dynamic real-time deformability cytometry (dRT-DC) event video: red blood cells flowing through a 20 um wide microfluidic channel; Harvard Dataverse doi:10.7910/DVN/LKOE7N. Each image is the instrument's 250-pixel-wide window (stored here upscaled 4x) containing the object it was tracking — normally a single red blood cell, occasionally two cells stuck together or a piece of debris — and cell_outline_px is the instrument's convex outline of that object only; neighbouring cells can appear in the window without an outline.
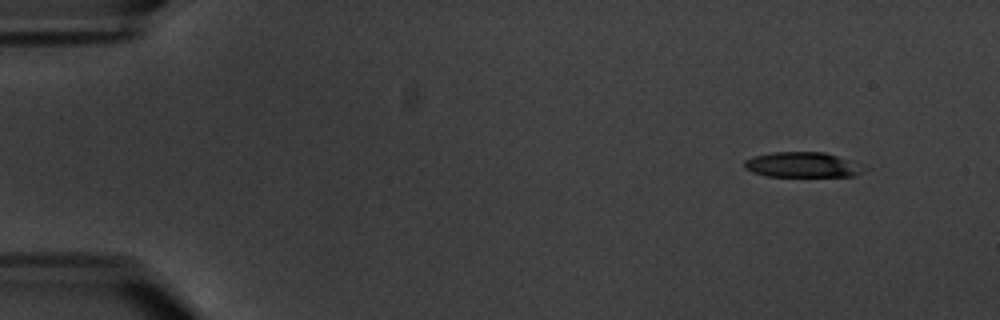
{"species": "common noctule bat (a hibernating species)", "species_latin": "Nyctalus noctula", "temperature_condition": "warm", "stored_images_in_passage": 6, "camera_frame_rate_fps": 3000, "um_per_image_px": 0.085, "animal": {"sex": "male", "body_mass_g": 20.1, "forearm_length_mm": 53.5}, "frame": {"image": 1, "passage_image": 2, "time_ms": 1.333, "image_size_px": [1000, 320], "cell_outline_px": [[872, 168], [856, 176], [768, 176], [752, 172], [744, 168], [744, 160], [756, 156], [772, 152], [824, 152], [864, 164]], "centroid_in_image_um": [68.32, 14.01], "position_along_channel_um": 16.7, "area_um2": 17.86}}
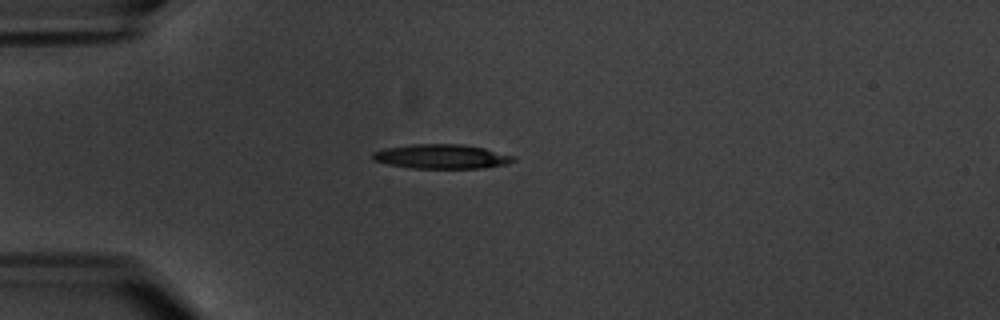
{"frame": {"image": 2, "passage_image": 5, "time_ms": 5.0, "image_size_px": [1000, 320], "cell_outline_px": [[516, 160], [508, 164], [484, 168], [412, 168], [388, 164], [372, 160], [372, 152], [384, 148], [412, 144], [464, 144], [484, 148], [516, 156]], "centroid_in_image_um": [37.55, 13.3], "position_along_channel_um": 47.4, "area_um2": 20.17}}